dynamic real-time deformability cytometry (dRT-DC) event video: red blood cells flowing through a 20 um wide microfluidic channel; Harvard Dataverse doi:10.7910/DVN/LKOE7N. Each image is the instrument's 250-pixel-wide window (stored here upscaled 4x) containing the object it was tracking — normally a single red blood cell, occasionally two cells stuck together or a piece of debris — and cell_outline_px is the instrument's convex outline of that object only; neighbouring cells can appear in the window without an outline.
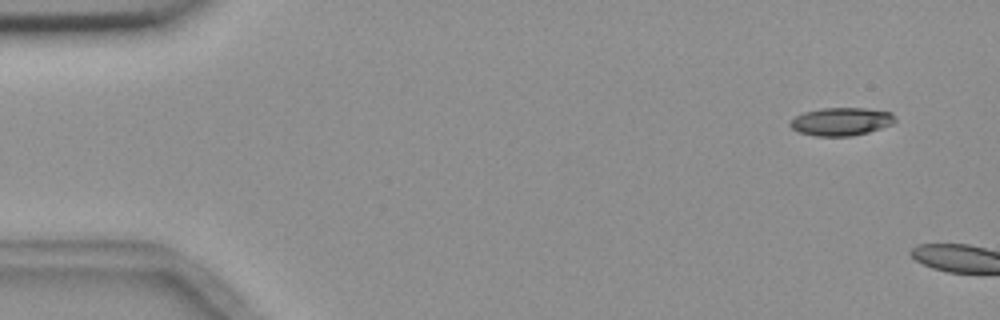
{"species": "common noctule bat (a hibernating species)", "species_latin": "Nyctalus noctula", "temperature_condition": "room temperature", "stored_images_in_passage": 2, "camera_frame_rate_fps": 3000, "um_per_image_px": 0.085, "animal": {"sex": "female", "body_mass_g": 18.4}, "frame": {"image": 1, "passage_image": 1, "time_ms": 0.0, "image_size_px": [1000, 320], "cell_outline_px": [[896, 120], [892, 124], [868, 132], [852, 136], [816, 136], [800, 132], [792, 128], [788, 124], [796, 116], [804, 112], [820, 108], [864, 108], [892, 112], [896, 116]], "centroid_in_image_um": [71.52, 10.32], "position_along_channel_um": 13.5, "area_um2": 17.11}}